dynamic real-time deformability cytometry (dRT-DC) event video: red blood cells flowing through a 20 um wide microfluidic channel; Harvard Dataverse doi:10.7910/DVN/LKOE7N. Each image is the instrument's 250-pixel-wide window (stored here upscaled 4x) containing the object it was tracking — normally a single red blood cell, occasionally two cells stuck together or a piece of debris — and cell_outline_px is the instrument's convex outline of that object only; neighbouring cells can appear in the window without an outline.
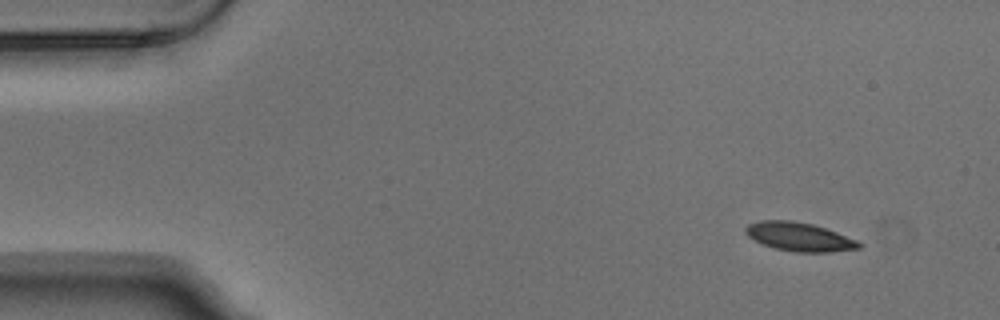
{"species": "Egyptian fruit bat (a non-hibernating species)", "species_latin": "Rousettus aegyptiacus", "temperature_condition": "warm", "stored_images_in_passage": 4, "camera_frame_rate_fps": 3000, "um_per_image_px": 0.085, "animal": {"sex": "male"}, "frame": {"image": 1, "passage_image": 1, "time_ms": 0.0, "image_size_px": [1000, 320], "cell_outline_px": [[864, 244], [860, 248], [828, 252], [796, 252], [776, 248], [764, 244], [748, 236], [744, 232], [744, 228], [748, 224], [760, 220], [792, 220], [812, 224], [860, 240]], "centroid_in_image_um": [67.97, 20.12], "position_along_channel_um": 17.0, "area_um2": 18.96}}
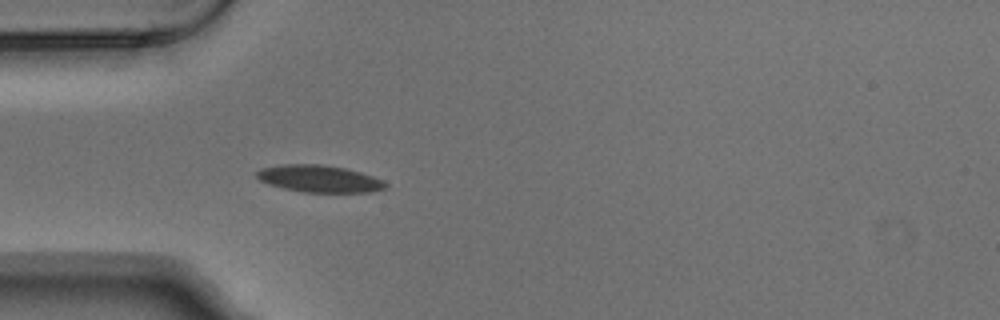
{"frame": {"image": 2, "passage_image": 4, "time_ms": 1.0, "image_size_px": [1000, 320], "cell_outline_px": [[388, 188], [372, 192], [304, 192], [284, 188], [268, 184], [260, 180], [256, 176], [256, 172], [260, 168], [284, 164], [320, 164], [344, 168], [360, 172], [384, 180], [388, 184]], "centroid_in_image_um": [27.16, 15.19], "position_along_channel_um": 57.8, "area_um2": 20.35}}